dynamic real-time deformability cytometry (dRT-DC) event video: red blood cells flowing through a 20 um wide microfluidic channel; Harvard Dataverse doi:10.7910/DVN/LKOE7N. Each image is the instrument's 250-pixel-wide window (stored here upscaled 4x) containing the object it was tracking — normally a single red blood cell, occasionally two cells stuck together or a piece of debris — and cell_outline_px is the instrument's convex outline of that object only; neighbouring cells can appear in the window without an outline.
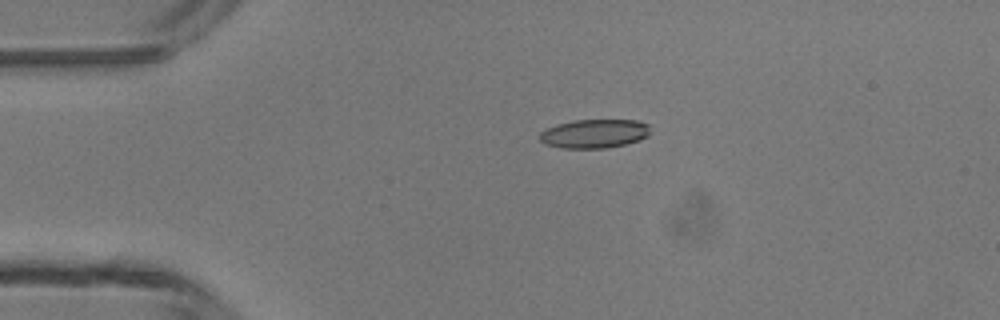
{"species": "common noctule bat (a hibernating species)", "species_latin": "Nyctalus noctula", "temperature_condition": "room temperature", "stored_images_in_passage": 4, "camera_frame_rate_fps": 3000, "um_per_image_px": 0.085, "animal": {"sex": "male", "body_mass_g": 13.3}, "frame": {"image": 1, "passage_image": 3, "time_ms": 2.333, "image_size_px": [1000, 320], "cell_outline_px": [[648, 136], [640, 140], [624, 144], [604, 148], [560, 148], [544, 144], [540, 140], [540, 132], [544, 128], [556, 124], [572, 120], [636, 120], [648, 124]], "centroid_in_image_um": [50.46, 11.35], "position_along_channel_um": 34.5, "area_um2": 18.67}}